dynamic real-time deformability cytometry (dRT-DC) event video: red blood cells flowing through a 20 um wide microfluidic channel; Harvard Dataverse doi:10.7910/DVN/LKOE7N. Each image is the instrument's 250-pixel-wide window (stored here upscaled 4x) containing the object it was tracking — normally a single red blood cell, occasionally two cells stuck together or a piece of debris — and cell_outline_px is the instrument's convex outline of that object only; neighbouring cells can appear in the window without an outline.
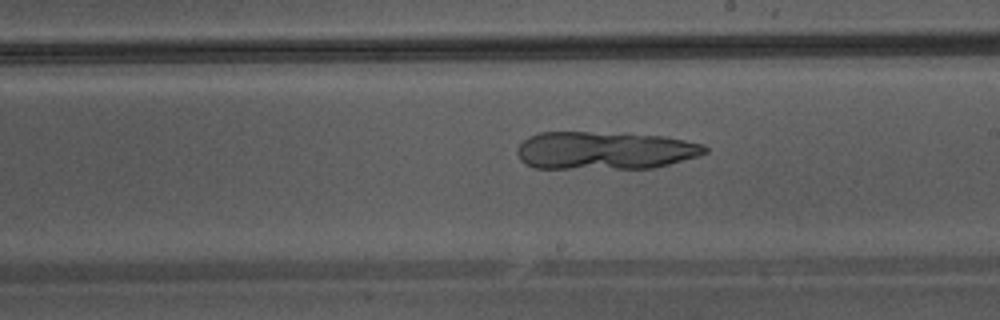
{"species": "Egyptian fruit bat (a non-hibernating species)", "species_latin": "Rousettus aegyptiacus", "temperature_condition": "warm", "stored_images_in_passage": 29, "camera_frame_rate_fps": 3000, "um_per_image_px": 0.085, "animal": {"sex": "male"}, "frame": {"image": 1, "passage_image": 16, "time_ms": 5.0, "image_size_px": [1000, 320], "cell_outline_px": [[708, 152], [696, 156], [668, 164], [652, 168], [532, 168], [524, 164], [520, 160], [516, 152], [520, 144], [528, 136], [540, 132], [588, 132], [664, 136], [704, 144], [708, 148]], "centroid_in_image_um": [51.36, 12.79], "position_along_channel_um": 237.6, "area_um2": 41.33}}